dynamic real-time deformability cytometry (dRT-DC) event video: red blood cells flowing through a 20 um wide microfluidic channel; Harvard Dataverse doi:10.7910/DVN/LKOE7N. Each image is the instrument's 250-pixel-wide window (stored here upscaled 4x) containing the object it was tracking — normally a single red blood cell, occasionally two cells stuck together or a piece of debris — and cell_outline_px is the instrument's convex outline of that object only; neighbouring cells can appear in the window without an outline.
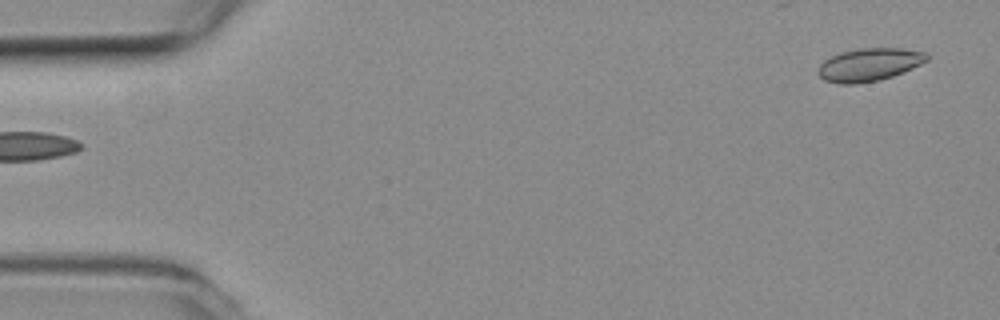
{"species": "common noctule bat (a hibernating species)", "species_latin": "Nyctalus noctula", "temperature_condition": "room temperature", "stored_images_in_passage": 5, "segment_of_instrument_passage": [2, 2], "camera_frame_rate_fps": 3000, "um_per_image_px": 0.085, "animal": {"sex": "female", "body_mass_g": 19.3, "forearm_length_mm": 54.1}, "frame": {"image": 1, "passage_image": 5, "time_ms": 1.333, "image_size_px": [1000, 320], "cell_outline_px": [[928, 60], [904, 72], [880, 80], [856, 84], [840, 84], [824, 80], [816, 72], [820, 64], [824, 60], [840, 52], [860, 48], [900, 48], [924, 52], [928, 56]], "centroid_in_image_um": [73.85, 5.5], "position_along_channel_um": 11.1, "area_um2": 20.87}}